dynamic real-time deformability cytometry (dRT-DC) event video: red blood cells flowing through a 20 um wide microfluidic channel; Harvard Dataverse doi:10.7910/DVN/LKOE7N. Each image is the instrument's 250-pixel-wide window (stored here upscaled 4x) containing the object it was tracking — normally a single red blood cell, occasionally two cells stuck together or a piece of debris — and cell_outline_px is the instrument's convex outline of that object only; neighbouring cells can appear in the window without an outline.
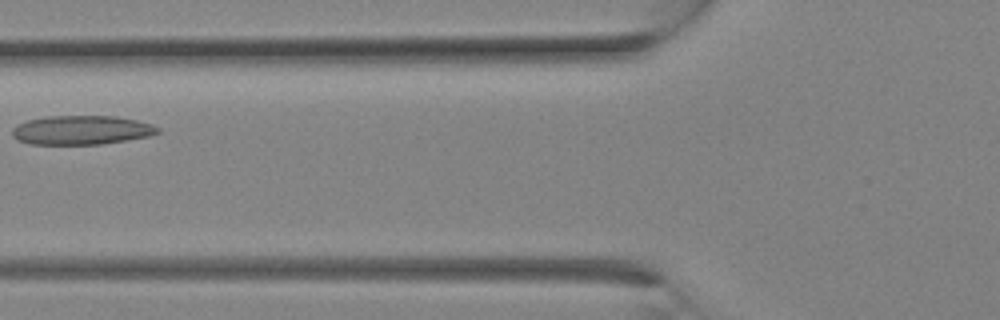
{"species": "Egyptian fruit bat (a non-hibernating species)", "species_latin": "Rousettus aegyptiacus", "temperature_condition": "room temperature", "stored_images_in_passage": 18, "camera_frame_rate_fps": 3000, "um_per_image_px": 0.085, "animal": {"sex": "female"}, "frame": {"image": 1, "passage_image": 3, "time_ms": 0.667, "image_size_px": [1000, 320], "cell_outline_px": [[160, 132], [148, 136], [100, 144], [28, 144], [16, 140], [12, 136], [12, 128], [16, 124], [28, 120], [44, 116], [116, 116], [136, 120], [152, 124], [160, 128]], "centroid_in_image_um": [6.88, 11.05], "position_along_channel_um": 118.9, "area_um2": 24.74}}
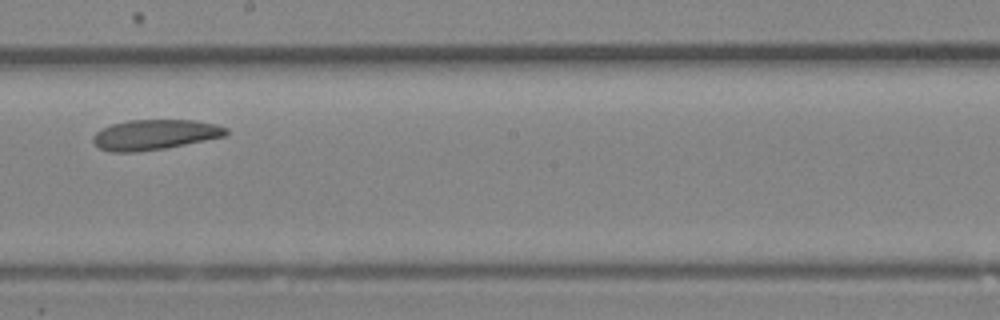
{"frame": {"image": 2, "passage_image": 8, "time_ms": 2.333, "image_size_px": [1000, 320], "cell_outline_px": [[228, 132], [224, 136], [164, 148], [136, 152], [112, 152], [100, 148], [92, 140], [92, 136], [100, 128], [112, 124], [128, 120], [196, 120], [216, 124], [228, 128]], "centroid_in_image_um": [13.13, 11.43], "position_along_channel_um": 235.1, "area_um2": 23.29}}
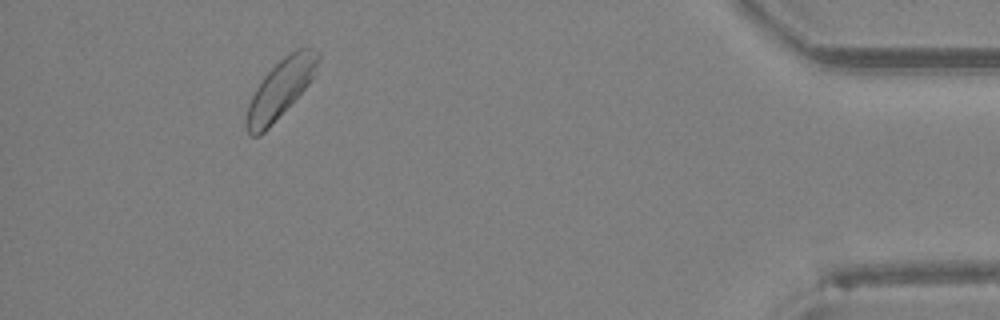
{"frame": {"image": 3, "passage_image": 18, "time_ms": 5.667, "image_size_px": [1000, 320], "cell_outline_px": [[320, 60], [316, 72], [308, 84], [268, 128], [260, 136], [252, 136], [248, 132], [244, 124], [244, 120], [248, 104], [256, 88], [264, 76], [284, 56], [296, 48], [312, 48], [320, 52]], "centroid_in_image_um": [23.83, 7.54], "position_along_channel_um": 411.4, "area_um2": 24.1}}